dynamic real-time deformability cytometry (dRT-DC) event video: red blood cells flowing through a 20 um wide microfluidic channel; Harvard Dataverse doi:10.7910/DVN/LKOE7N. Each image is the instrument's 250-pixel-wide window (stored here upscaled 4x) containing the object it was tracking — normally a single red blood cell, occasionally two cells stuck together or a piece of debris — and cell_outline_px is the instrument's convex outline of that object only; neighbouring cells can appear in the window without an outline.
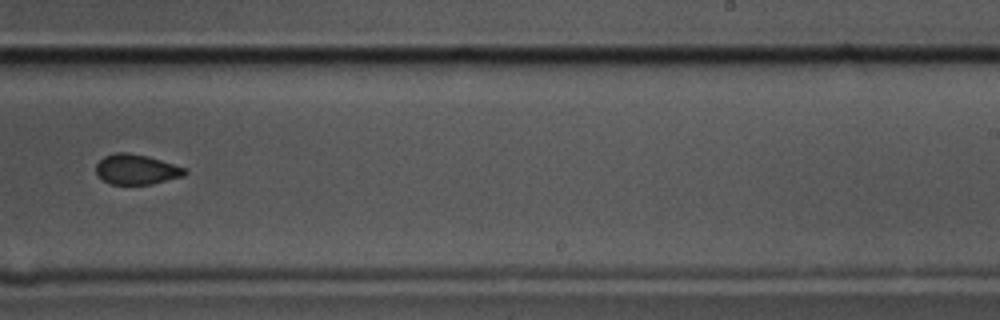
{"species": "common noctule bat (a hibernating species)", "species_latin": "Nyctalus noctula", "temperature_condition": "cold", "stored_images_in_passage": 11, "camera_frame_rate_fps": 3000, "um_per_image_px": 0.085, "animal": {"sex": "male", "body_mass_g": 17.5, "forearm_length_mm": 52.3}, "frame": {"image": 1, "passage_image": 10, "time_ms": 3.0, "image_size_px": [1000, 320], "cell_outline_px": [[188, 172], [184, 176], [152, 184], [112, 184], [104, 180], [96, 172], [96, 164], [104, 156], [116, 152], [128, 152], [148, 156], [184, 168]], "centroid_in_image_um": [11.59, 14.39], "position_along_channel_um": 277.4, "area_um2": 15.43}}
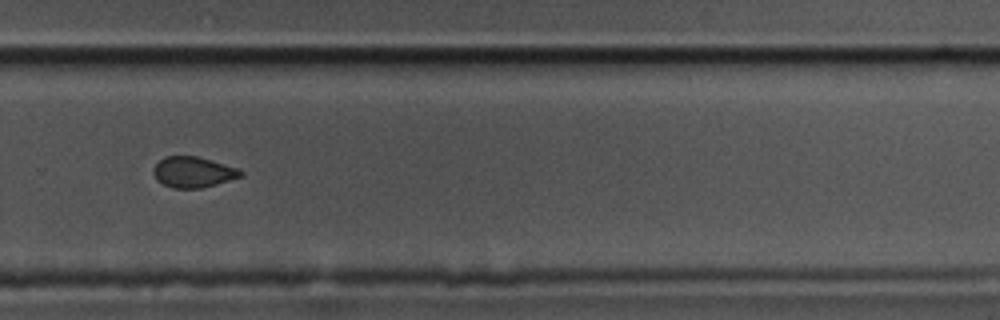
{"frame": {"image": 2, "passage_image": 11, "time_ms": 3.333, "image_size_px": [1000, 320], "cell_outline_px": [[244, 176], [216, 184], [200, 188], [172, 188], [156, 180], [152, 172], [152, 168], [164, 156], [196, 156], [240, 168], [244, 172]], "centroid_in_image_um": [16.43, 14.62], "position_along_channel_um": 313.4, "area_um2": 15.78}}